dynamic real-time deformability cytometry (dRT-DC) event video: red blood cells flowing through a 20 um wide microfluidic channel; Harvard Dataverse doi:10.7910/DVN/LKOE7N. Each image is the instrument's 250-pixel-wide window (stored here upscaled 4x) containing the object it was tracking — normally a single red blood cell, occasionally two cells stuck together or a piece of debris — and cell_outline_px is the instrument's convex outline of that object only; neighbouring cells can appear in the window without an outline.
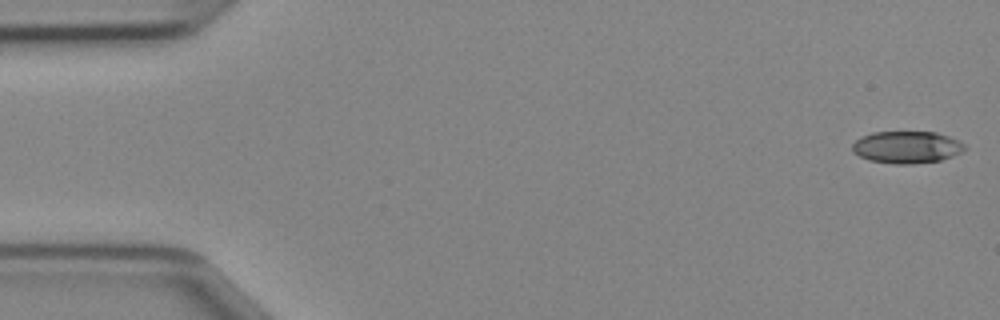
{"species": "Egyptian fruit bat (a non-hibernating species)", "species_latin": "Rousettus aegyptiacus", "temperature_condition": "cold", "stored_images_in_passage": 9, "camera_frame_rate_fps": 3000, "um_per_image_px": 0.085, "animal": {"sex": "female"}, "frame": {"image": 1, "passage_image": 1, "time_ms": 0.0, "image_size_px": [1000, 320], "cell_outline_px": [[968, 148], [964, 152], [940, 160], [912, 164], [896, 164], [868, 160], [852, 152], [852, 144], [856, 140], [872, 132], [936, 132], [960, 140]], "centroid_in_image_um": [77.11, 12.51], "position_along_channel_um": 7.9, "area_um2": 21.15}}